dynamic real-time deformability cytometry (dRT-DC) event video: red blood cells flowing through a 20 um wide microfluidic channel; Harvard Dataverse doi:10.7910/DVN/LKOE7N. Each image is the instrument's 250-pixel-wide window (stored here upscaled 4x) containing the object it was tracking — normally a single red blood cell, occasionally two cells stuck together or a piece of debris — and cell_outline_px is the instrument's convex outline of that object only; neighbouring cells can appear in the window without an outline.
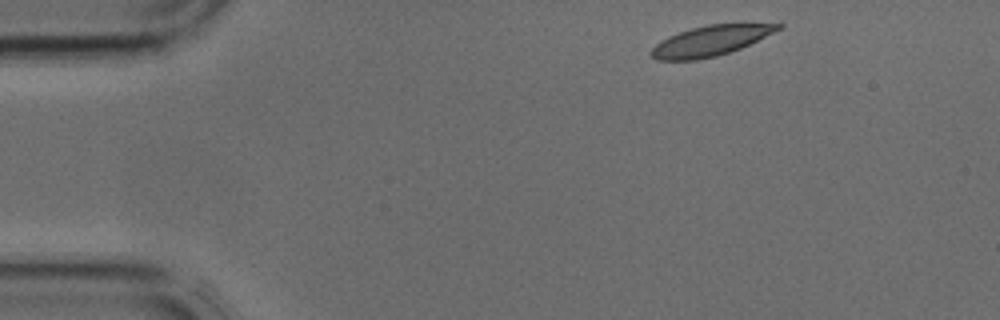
{"species": "common noctule bat (a hibernating species)", "species_latin": "Nyctalus noctula", "temperature_condition": "cold", "stored_images_in_passage": 38, "camera_frame_rate_fps": 3000, "um_per_image_px": 0.085, "animal": {"sex": "male", "body_mass_g": 17.9, "forearm_length_mm": 54.2}, "frame": {"image": 1, "passage_image": 2, "time_ms": 0.333, "image_size_px": [1000, 320], "cell_outline_px": [[784, 24], [780, 28], [740, 48], [716, 56], [696, 60], [656, 60], [648, 52], [660, 40], [668, 36], [692, 28], [708, 24]], "centroid_in_image_um": [60.28, 3.48], "position_along_channel_um": 24.7, "area_um2": 21.79}}
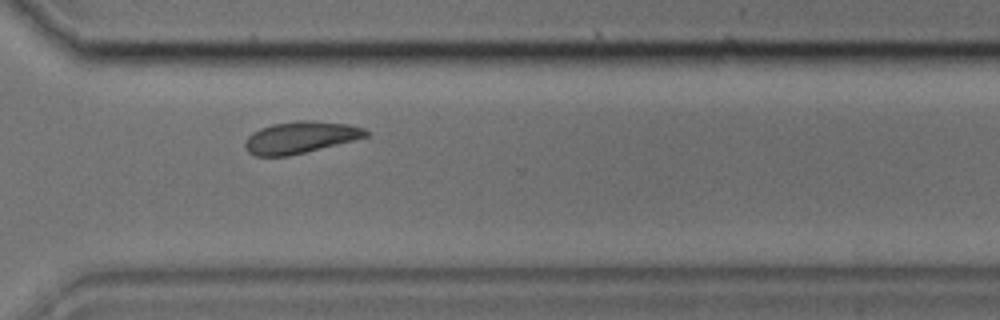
{"frame": {"image": 2, "passage_image": 27, "time_ms": 8.667, "image_size_px": [1000, 320], "cell_outline_px": [[368, 136], [288, 156], [256, 156], [248, 152], [244, 148], [244, 144], [248, 136], [252, 132], [260, 128], [272, 124], [300, 120], [312, 120], [348, 124], [364, 128], [368, 132]], "centroid_in_image_um": [25.48, 11.67], "position_along_channel_um": 345.1, "area_um2": 22.2}}
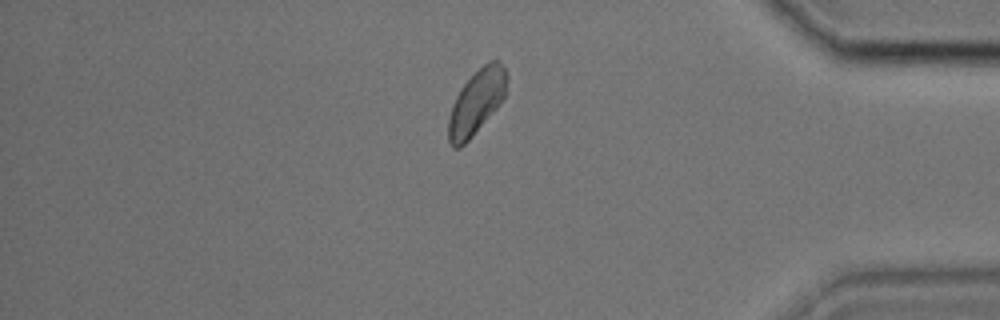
{"frame": {"image": 3, "passage_image": 32, "time_ms": 10.333, "image_size_px": [1000, 320], "cell_outline_px": [[508, 92], [496, 108], [472, 136], [460, 148], [452, 148], [448, 140], [448, 120], [452, 104], [456, 96], [464, 84], [488, 60], [500, 60], [508, 76]], "centroid_in_image_um": [40.52, 8.67], "position_along_channel_um": 394.7, "area_um2": 21.91}}